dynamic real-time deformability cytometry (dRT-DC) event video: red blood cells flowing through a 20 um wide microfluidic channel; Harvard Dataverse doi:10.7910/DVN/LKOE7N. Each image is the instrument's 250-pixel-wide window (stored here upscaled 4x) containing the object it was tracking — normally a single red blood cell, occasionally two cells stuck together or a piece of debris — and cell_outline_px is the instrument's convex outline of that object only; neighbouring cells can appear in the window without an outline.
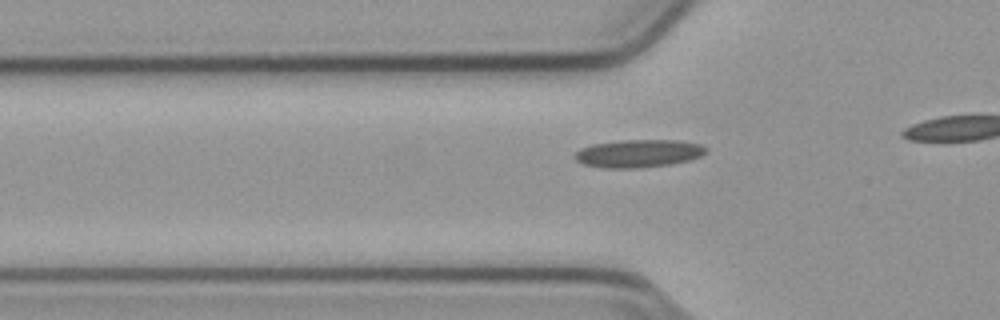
{"species": "common noctule bat (a hibernating species)", "species_latin": "Nyctalus noctula", "temperature_condition": "cold", "stored_images_in_passage": 20, "camera_frame_rate_fps": 3000, "um_per_image_px": 0.085, "animal": {"sex": "male", "body_mass_g": 23.1, "forearm_length_mm": 52.7}, "frame": {"image": 1, "passage_image": 14, "time_ms": 4.333, "image_size_px": [1000, 320], "cell_outline_px": [[708, 152], [700, 156], [688, 160], [668, 164], [636, 168], [604, 168], [584, 164], [576, 160], [572, 156], [580, 148], [592, 144], [620, 140], [680, 140], [700, 144], [708, 148]], "centroid_in_image_um": [54.26, 13.03], "position_along_channel_um": 71.5, "area_um2": 21.33}}
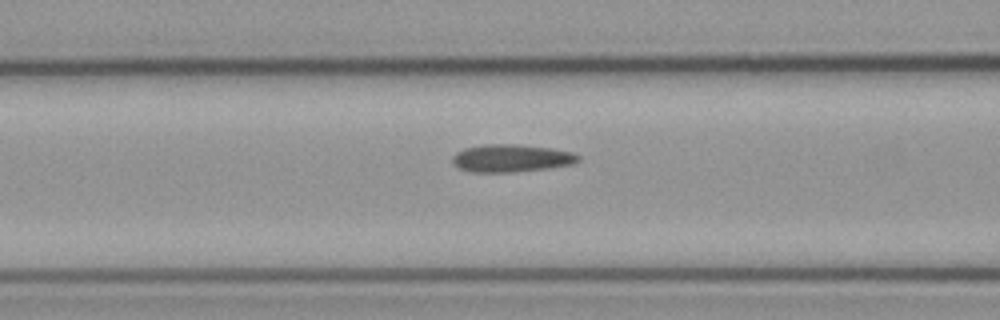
{"frame": {"image": 2, "passage_image": 18, "time_ms": 5.667, "image_size_px": [1000, 320], "cell_outline_px": [[580, 160], [572, 164], [548, 168], [508, 172], [472, 172], [460, 168], [452, 160], [452, 156], [456, 152], [464, 148], [484, 144], [520, 144], [552, 148], [572, 152], [580, 156]], "centroid_in_image_um": [43.47, 13.43], "position_along_channel_um": 123.1, "area_um2": 20.23}}